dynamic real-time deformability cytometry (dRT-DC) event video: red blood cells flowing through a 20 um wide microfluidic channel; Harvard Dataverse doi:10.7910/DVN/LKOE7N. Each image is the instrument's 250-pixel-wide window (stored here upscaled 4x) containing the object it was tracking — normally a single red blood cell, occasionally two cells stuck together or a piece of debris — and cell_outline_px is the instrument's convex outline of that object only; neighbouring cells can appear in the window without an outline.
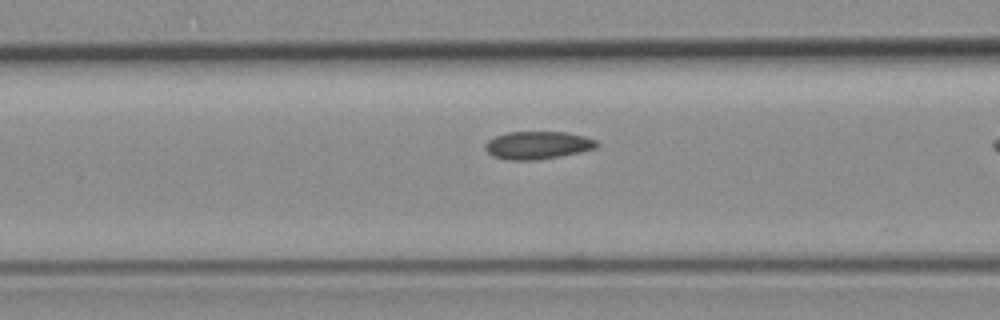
{"species": "common noctule bat (a hibernating species)", "species_latin": "Nyctalus noctula", "temperature_condition": "room temperature", "stored_images_in_passage": 11, "camera_frame_rate_fps": 3000, "um_per_image_px": 0.085, "animal": {"sex": "female", "body_mass_g": 19.3, "forearm_length_mm": 54.1}, "frame": {"image": 1, "passage_image": 10, "time_ms": 3.0, "image_size_px": [1000, 320], "cell_outline_px": [[600, 144], [596, 148], [580, 152], [560, 156], [536, 160], [508, 160], [492, 156], [484, 148], [484, 144], [488, 140], [496, 136], [508, 132], [564, 132], [584, 136], [596, 140]], "centroid_in_image_um": [45.69, 12.34], "position_along_channel_um": 120.9, "area_um2": 18.09}}